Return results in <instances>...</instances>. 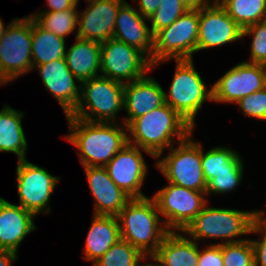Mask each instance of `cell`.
<instances>
[{
	"label": "cell",
	"instance_id": "cell-1",
	"mask_svg": "<svg viewBox=\"0 0 266 266\" xmlns=\"http://www.w3.org/2000/svg\"><path fill=\"white\" fill-rule=\"evenodd\" d=\"M65 139L77 148L83 167L105 165L128 143L127 127L121 123L88 122L66 115Z\"/></svg>",
	"mask_w": 266,
	"mask_h": 266
},
{
	"label": "cell",
	"instance_id": "cell-2",
	"mask_svg": "<svg viewBox=\"0 0 266 266\" xmlns=\"http://www.w3.org/2000/svg\"><path fill=\"white\" fill-rule=\"evenodd\" d=\"M194 128L168 104L134 119L127 126L128 143L156 159L164 149L184 140ZM130 133V135H129Z\"/></svg>",
	"mask_w": 266,
	"mask_h": 266
},
{
	"label": "cell",
	"instance_id": "cell-3",
	"mask_svg": "<svg viewBox=\"0 0 266 266\" xmlns=\"http://www.w3.org/2000/svg\"><path fill=\"white\" fill-rule=\"evenodd\" d=\"M117 219L120 238L149 258L157 252L164 236L169 232L161 221L152 197L132 198L119 212Z\"/></svg>",
	"mask_w": 266,
	"mask_h": 266
},
{
	"label": "cell",
	"instance_id": "cell-4",
	"mask_svg": "<svg viewBox=\"0 0 266 266\" xmlns=\"http://www.w3.org/2000/svg\"><path fill=\"white\" fill-rule=\"evenodd\" d=\"M208 203L186 226L183 232L191 239H221V244L234 243L250 235L254 224V211L208 207ZM224 240V241H223Z\"/></svg>",
	"mask_w": 266,
	"mask_h": 266
},
{
	"label": "cell",
	"instance_id": "cell-5",
	"mask_svg": "<svg viewBox=\"0 0 266 266\" xmlns=\"http://www.w3.org/2000/svg\"><path fill=\"white\" fill-rule=\"evenodd\" d=\"M80 85V100L71 117L88 122H118L117 114L124 110L123 83L100 75Z\"/></svg>",
	"mask_w": 266,
	"mask_h": 266
},
{
	"label": "cell",
	"instance_id": "cell-6",
	"mask_svg": "<svg viewBox=\"0 0 266 266\" xmlns=\"http://www.w3.org/2000/svg\"><path fill=\"white\" fill-rule=\"evenodd\" d=\"M175 73L165 103L195 129V117L206 101H212L208 88L195 69L193 59L175 60Z\"/></svg>",
	"mask_w": 266,
	"mask_h": 266
},
{
	"label": "cell",
	"instance_id": "cell-7",
	"mask_svg": "<svg viewBox=\"0 0 266 266\" xmlns=\"http://www.w3.org/2000/svg\"><path fill=\"white\" fill-rule=\"evenodd\" d=\"M191 132L184 140L169 148L164 158L158 155L155 166L167 182L194 191L205 192L207 182L201 165L202 145L193 141ZM178 145V146H177Z\"/></svg>",
	"mask_w": 266,
	"mask_h": 266
},
{
	"label": "cell",
	"instance_id": "cell-8",
	"mask_svg": "<svg viewBox=\"0 0 266 266\" xmlns=\"http://www.w3.org/2000/svg\"><path fill=\"white\" fill-rule=\"evenodd\" d=\"M199 10H188L169 27L153 36L152 69L162 62L174 59H193L197 52Z\"/></svg>",
	"mask_w": 266,
	"mask_h": 266
},
{
	"label": "cell",
	"instance_id": "cell-9",
	"mask_svg": "<svg viewBox=\"0 0 266 266\" xmlns=\"http://www.w3.org/2000/svg\"><path fill=\"white\" fill-rule=\"evenodd\" d=\"M31 50L32 17L14 18L0 39V70L8 82L32 72Z\"/></svg>",
	"mask_w": 266,
	"mask_h": 266
},
{
	"label": "cell",
	"instance_id": "cell-10",
	"mask_svg": "<svg viewBox=\"0 0 266 266\" xmlns=\"http://www.w3.org/2000/svg\"><path fill=\"white\" fill-rule=\"evenodd\" d=\"M169 231H183L209 202L206 192L194 191L169 183L151 196Z\"/></svg>",
	"mask_w": 266,
	"mask_h": 266
},
{
	"label": "cell",
	"instance_id": "cell-11",
	"mask_svg": "<svg viewBox=\"0 0 266 266\" xmlns=\"http://www.w3.org/2000/svg\"><path fill=\"white\" fill-rule=\"evenodd\" d=\"M100 68L101 76L126 84L145 76L152 64L136 48L110 38L101 43Z\"/></svg>",
	"mask_w": 266,
	"mask_h": 266
},
{
	"label": "cell",
	"instance_id": "cell-12",
	"mask_svg": "<svg viewBox=\"0 0 266 266\" xmlns=\"http://www.w3.org/2000/svg\"><path fill=\"white\" fill-rule=\"evenodd\" d=\"M16 174L19 205L35 216L49 214L50 197L60 178L27 159L17 161Z\"/></svg>",
	"mask_w": 266,
	"mask_h": 266
},
{
	"label": "cell",
	"instance_id": "cell-13",
	"mask_svg": "<svg viewBox=\"0 0 266 266\" xmlns=\"http://www.w3.org/2000/svg\"><path fill=\"white\" fill-rule=\"evenodd\" d=\"M266 87V66L241 62L226 71L212 85V102L236 104Z\"/></svg>",
	"mask_w": 266,
	"mask_h": 266
},
{
	"label": "cell",
	"instance_id": "cell-14",
	"mask_svg": "<svg viewBox=\"0 0 266 266\" xmlns=\"http://www.w3.org/2000/svg\"><path fill=\"white\" fill-rule=\"evenodd\" d=\"M141 150L127 143L105 165L111 180L131 198L147 197L141 192L148 170Z\"/></svg>",
	"mask_w": 266,
	"mask_h": 266
},
{
	"label": "cell",
	"instance_id": "cell-15",
	"mask_svg": "<svg viewBox=\"0 0 266 266\" xmlns=\"http://www.w3.org/2000/svg\"><path fill=\"white\" fill-rule=\"evenodd\" d=\"M242 28L216 0L199 10L197 52L242 39Z\"/></svg>",
	"mask_w": 266,
	"mask_h": 266
},
{
	"label": "cell",
	"instance_id": "cell-16",
	"mask_svg": "<svg viewBox=\"0 0 266 266\" xmlns=\"http://www.w3.org/2000/svg\"><path fill=\"white\" fill-rule=\"evenodd\" d=\"M87 8L78 13L76 37L103 43L113 38L115 20L125 0H86Z\"/></svg>",
	"mask_w": 266,
	"mask_h": 266
},
{
	"label": "cell",
	"instance_id": "cell-17",
	"mask_svg": "<svg viewBox=\"0 0 266 266\" xmlns=\"http://www.w3.org/2000/svg\"><path fill=\"white\" fill-rule=\"evenodd\" d=\"M35 68L39 71L43 86L57 99L65 116L70 115L79 103L81 85L76 84V78L69 70L65 58Z\"/></svg>",
	"mask_w": 266,
	"mask_h": 266
},
{
	"label": "cell",
	"instance_id": "cell-18",
	"mask_svg": "<svg viewBox=\"0 0 266 266\" xmlns=\"http://www.w3.org/2000/svg\"><path fill=\"white\" fill-rule=\"evenodd\" d=\"M85 176L95 199L93 215L117 216L132 199L110 178L105 167H84Z\"/></svg>",
	"mask_w": 266,
	"mask_h": 266
},
{
	"label": "cell",
	"instance_id": "cell-19",
	"mask_svg": "<svg viewBox=\"0 0 266 266\" xmlns=\"http://www.w3.org/2000/svg\"><path fill=\"white\" fill-rule=\"evenodd\" d=\"M144 18L125 2L117 13L113 38L142 52L153 65V34Z\"/></svg>",
	"mask_w": 266,
	"mask_h": 266
},
{
	"label": "cell",
	"instance_id": "cell-20",
	"mask_svg": "<svg viewBox=\"0 0 266 266\" xmlns=\"http://www.w3.org/2000/svg\"><path fill=\"white\" fill-rule=\"evenodd\" d=\"M165 90L154 77L143 76L124 84V109L128 114L123 118L127 127L134 119L165 104Z\"/></svg>",
	"mask_w": 266,
	"mask_h": 266
},
{
	"label": "cell",
	"instance_id": "cell-21",
	"mask_svg": "<svg viewBox=\"0 0 266 266\" xmlns=\"http://www.w3.org/2000/svg\"><path fill=\"white\" fill-rule=\"evenodd\" d=\"M35 217L19 204H13L0 197V250L17 254L25 237L36 230Z\"/></svg>",
	"mask_w": 266,
	"mask_h": 266
},
{
	"label": "cell",
	"instance_id": "cell-22",
	"mask_svg": "<svg viewBox=\"0 0 266 266\" xmlns=\"http://www.w3.org/2000/svg\"><path fill=\"white\" fill-rule=\"evenodd\" d=\"M199 252L197 241L183 231H169L150 259L159 266H198Z\"/></svg>",
	"mask_w": 266,
	"mask_h": 266
},
{
	"label": "cell",
	"instance_id": "cell-23",
	"mask_svg": "<svg viewBox=\"0 0 266 266\" xmlns=\"http://www.w3.org/2000/svg\"><path fill=\"white\" fill-rule=\"evenodd\" d=\"M66 50L65 61L78 84L101 75V43L79 37ZM99 73V74H98Z\"/></svg>",
	"mask_w": 266,
	"mask_h": 266
},
{
	"label": "cell",
	"instance_id": "cell-24",
	"mask_svg": "<svg viewBox=\"0 0 266 266\" xmlns=\"http://www.w3.org/2000/svg\"><path fill=\"white\" fill-rule=\"evenodd\" d=\"M91 221L82 256L94 264L121 238L117 216L94 215Z\"/></svg>",
	"mask_w": 266,
	"mask_h": 266
},
{
	"label": "cell",
	"instance_id": "cell-25",
	"mask_svg": "<svg viewBox=\"0 0 266 266\" xmlns=\"http://www.w3.org/2000/svg\"><path fill=\"white\" fill-rule=\"evenodd\" d=\"M24 112L17 111L9 105L0 110V152L17 155L18 161L26 159L27 140L23 131Z\"/></svg>",
	"mask_w": 266,
	"mask_h": 266
},
{
	"label": "cell",
	"instance_id": "cell-26",
	"mask_svg": "<svg viewBox=\"0 0 266 266\" xmlns=\"http://www.w3.org/2000/svg\"><path fill=\"white\" fill-rule=\"evenodd\" d=\"M65 39L40 27L32 18V70L42 65L65 57Z\"/></svg>",
	"mask_w": 266,
	"mask_h": 266
},
{
	"label": "cell",
	"instance_id": "cell-27",
	"mask_svg": "<svg viewBox=\"0 0 266 266\" xmlns=\"http://www.w3.org/2000/svg\"><path fill=\"white\" fill-rule=\"evenodd\" d=\"M201 165L206 182L211 178H217V174L222 172L245 171L241 155L224 146L213 147L205 153L202 147Z\"/></svg>",
	"mask_w": 266,
	"mask_h": 266
},
{
	"label": "cell",
	"instance_id": "cell-28",
	"mask_svg": "<svg viewBox=\"0 0 266 266\" xmlns=\"http://www.w3.org/2000/svg\"><path fill=\"white\" fill-rule=\"evenodd\" d=\"M242 28L266 20V0H217Z\"/></svg>",
	"mask_w": 266,
	"mask_h": 266
},
{
	"label": "cell",
	"instance_id": "cell-29",
	"mask_svg": "<svg viewBox=\"0 0 266 266\" xmlns=\"http://www.w3.org/2000/svg\"><path fill=\"white\" fill-rule=\"evenodd\" d=\"M78 10L69 9L60 12H39L30 14L33 20L43 29L53 32L63 39L78 29Z\"/></svg>",
	"mask_w": 266,
	"mask_h": 266
},
{
	"label": "cell",
	"instance_id": "cell-30",
	"mask_svg": "<svg viewBox=\"0 0 266 266\" xmlns=\"http://www.w3.org/2000/svg\"><path fill=\"white\" fill-rule=\"evenodd\" d=\"M147 258L128 241L119 239L94 266H143Z\"/></svg>",
	"mask_w": 266,
	"mask_h": 266
},
{
	"label": "cell",
	"instance_id": "cell-31",
	"mask_svg": "<svg viewBox=\"0 0 266 266\" xmlns=\"http://www.w3.org/2000/svg\"><path fill=\"white\" fill-rule=\"evenodd\" d=\"M188 9L180 0H161L160 6L155 13L148 18L151 23L150 30L153 36L163 28L169 27Z\"/></svg>",
	"mask_w": 266,
	"mask_h": 266
},
{
	"label": "cell",
	"instance_id": "cell-32",
	"mask_svg": "<svg viewBox=\"0 0 266 266\" xmlns=\"http://www.w3.org/2000/svg\"><path fill=\"white\" fill-rule=\"evenodd\" d=\"M224 266H254L253 245L250 239L221 244Z\"/></svg>",
	"mask_w": 266,
	"mask_h": 266
},
{
	"label": "cell",
	"instance_id": "cell-33",
	"mask_svg": "<svg viewBox=\"0 0 266 266\" xmlns=\"http://www.w3.org/2000/svg\"><path fill=\"white\" fill-rule=\"evenodd\" d=\"M253 36L250 46V61L252 64L266 66V20L242 29V37Z\"/></svg>",
	"mask_w": 266,
	"mask_h": 266
},
{
	"label": "cell",
	"instance_id": "cell-34",
	"mask_svg": "<svg viewBox=\"0 0 266 266\" xmlns=\"http://www.w3.org/2000/svg\"><path fill=\"white\" fill-rule=\"evenodd\" d=\"M236 104L245 116L266 120V87L243 97Z\"/></svg>",
	"mask_w": 266,
	"mask_h": 266
},
{
	"label": "cell",
	"instance_id": "cell-35",
	"mask_svg": "<svg viewBox=\"0 0 266 266\" xmlns=\"http://www.w3.org/2000/svg\"><path fill=\"white\" fill-rule=\"evenodd\" d=\"M244 172H222L217 174V178H211L207 182L206 195L225 194L232 190L241 183Z\"/></svg>",
	"mask_w": 266,
	"mask_h": 266
},
{
	"label": "cell",
	"instance_id": "cell-36",
	"mask_svg": "<svg viewBox=\"0 0 266 266\" xmlns=\"http://www.w3.org/2000/svg\"><path fill=\"white\" fill-rule=\"evenodd\" d=\"M198 266H224L220 242L208 244L200 250Z\"/></svg>",
	"mask_w": 266,
	"mask_h": 266
},
{
	"label": "cell",
	"instance_id": "cell-37",
	"mask_svg": "<svg viewBox=\"0 0 266 266\" xmlns=\"http://www.w3.org/2000/svg\"><path fill=\"white\" fill-rule=\"evenodd\" d=\"M259 234L260 238L252 240L254 252V266H266V233L262 232L255 224H253L250 234Z\"/></svg>",
	"mask_w": 266,
	"mask_h": 266
},
{
	"label": "cell",
	"instance_id": "cell-38",
	"mask_svg": "<svg viewBox=\"0 0 266 266\" xmlns=\"http://www.w3.org/2000/svg\"><path fill=\"white\" fill-rule=\"evenodd\" d=\"M79 0H47L46 5L50 8L41 12H60L69 9H77Z\"/></svg>",
	"mask_w": 266,
	"mask_h": 266
},
{
	"label": "cell",
	"instance_id": "cell-39",
	"mask_svg": "<svg viewBox=\"0 0 266 266\" xmlns=\"http://www.w3.org/2000/svg\"><path fill=\"white\" fill-rule=\"evenodd\" d=\"M135 1V0H134ZM137 1V0H136ZM161 0H138V12L146 19L151 17L160 6Z\"/></svg>",
	"mask_w": 266,
	"mask_h": 266
},
{
	"label": "cell",
	"instance_id": "cell-40",
	"mask_svg": "<svg viewBox=\"0 0 266 266\" xmlns=\"http://www.w3.org/2000/svg\"><path fill=\"white\" fill-rule=\"evenodd\" d=\"M188 10H200L216 0H180Z\"/></svg>",
	"mask_w": 266,
	"mask_h": 266
},
{
	"label": "cell",
	"instance_id": "cell-41",
	"mask_svg": "<svg viewBox=\"0 0 266 266\" xmlns=\"http://www.w3.org/2000/svg\"><path fill=\"white\" fill-rule=\"evenodd\" d=\"M18 254L7 251V250H0V266H12V262L16 261Z\"/></svg>",
	"mask_w": 266,
	"mask_h": 266
},
{
	"label": "cell",
	"instance_id": "cell-42",
	"mask_svg": "<svg viewBox=\"0 0 266 266\" xmlns=\"http://www.w3.org/2000/svg\"><path fill=\"white\" fill-rule=\"evenodd\" d=\"M265 211H254V224L264 233H266V217Z\"/></svg>",
	"mask_w": 266,
	"mask_h": 266
},
{
	"label": "cell",
	"instance_id": "cell-43",
	"mask_svg": "<svg viewBox=\"0 0 266 266\" xmlns=\"http://www.w3.org/2000/svg\"><path fill=\"white\" fill-rule=\"evenodd\" d=\"M10 23L5 27L2 19L0 18V39L4 36L6 29L8 28Z\"/></svg>",
	"mask_w": 266,
	"mask_h": 266
},
{
	"label": "cell",
	"instance_id": "cell-44",
	"mask_svg": "<svg viewBox=\"0 0 266 266\" xmlns=\"http://www.w3.org/2000/svg\"><path fill=\"white\" fill-rule=\"evenodd\" d=\"M7 83H9V82L2 76V73H1V70H0V85L4 86V84L6 85Z\"/></svg>",
	"mask_w": 266,
	"mask_h": 266
},
{
	"label": "cell",
	"instance_id": "cell-45",
	"mask_svg": "<svg viewBox=\"0 0 266 266\" xmlns=\"http://www.w3.org/2000/svg\"><path fill=\"white\" fill-rule=\"evenodd\" d=\"M143 266H159V265H157L155 262H152L151 264L143 262Z\"/></svg>",
	"mask_w": 266,
	"mask_h": 266
}]
</instances>
